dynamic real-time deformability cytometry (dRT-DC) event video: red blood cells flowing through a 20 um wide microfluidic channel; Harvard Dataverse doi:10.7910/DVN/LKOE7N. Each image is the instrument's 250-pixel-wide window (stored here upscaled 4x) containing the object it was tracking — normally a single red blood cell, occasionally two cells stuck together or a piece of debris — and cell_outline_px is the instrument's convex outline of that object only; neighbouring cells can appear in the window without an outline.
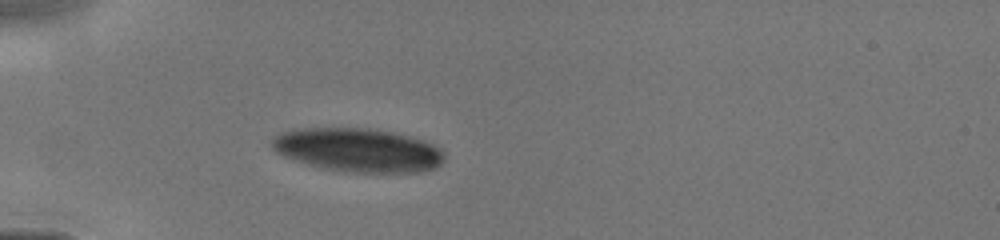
{"species": "human", "species_latin": "Homo sapiens", "temperature_condition": "cold", "stored_images_in_passage": 9, "camera_frame_rate_fps": 3000, "um_per_image_px": 0.085, "donor": {"sex": "male"}, "frame": {"image": 1, "passage_image": 1, "time_ms": 0.0, "image_size_px": [1000, 240], "cell_outline_px": [[444, 160], [440, 164], [432, 168], [420, 172], [344, 172], [320, 168], [292, 160], [276, 152], [272, 148], [272, 140], [280, 132], [304, 128], [368, 128], [392, 132], [408, 136], [432, 144], [440, 148], [444, 152]], "centroid_in_image_um": [30.4, 12.76], "position_along_channel_um": 54.6, "area_um2": 43.81}}
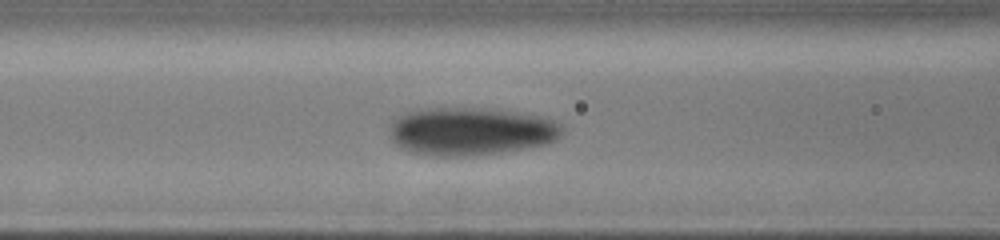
{"frame": {"image": 2, "passage_image": 6, "time_ms": 2.0, "image_size_px": [1000, 240], "cell_outline_px": [[564, 132], [556, 140], [548, 144], [528, 148], [500, 152], [464, 156], [436, 156], [412, 152], [400, 148], [392, 140], [388, 132], [388, 128], [392, 120], [408, 112], [428, 108], [464, 108], [512, 112], [536, 116], [552, 120], [560, 124]], "centroid_in_image_um": [39.98, 11.18], "position_along_channel_um": 126.6, "area_um2": 47.8}}
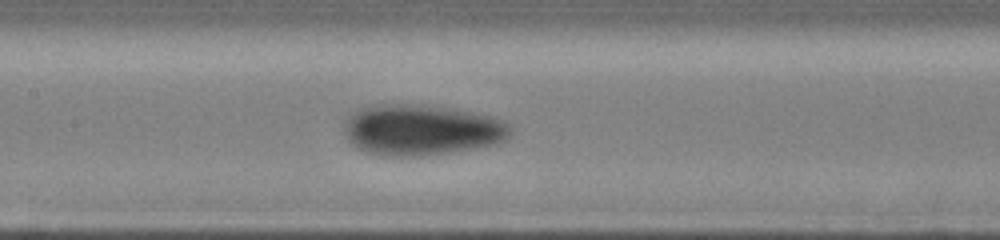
{"frame": {"image": 3, "passage_image": 9, "time_ms": 3.0, "image_size_px": [1000, 240], "cell_outline_px": [[512, 128], [508, 136], [504, 140], [496, 144], [420, 156], [380, 156], [368, 152], [352, 144], [348, 140], [344, 128], [344, 124], [348, 116], [360, 108], [372, 104], [420, 104], [452, 108], [476, 112], [504, 120]], "centroid_in_image_um": [35.81, 11.02], "position_along_channel_um": 171.6, "area_um2": 49.25}}